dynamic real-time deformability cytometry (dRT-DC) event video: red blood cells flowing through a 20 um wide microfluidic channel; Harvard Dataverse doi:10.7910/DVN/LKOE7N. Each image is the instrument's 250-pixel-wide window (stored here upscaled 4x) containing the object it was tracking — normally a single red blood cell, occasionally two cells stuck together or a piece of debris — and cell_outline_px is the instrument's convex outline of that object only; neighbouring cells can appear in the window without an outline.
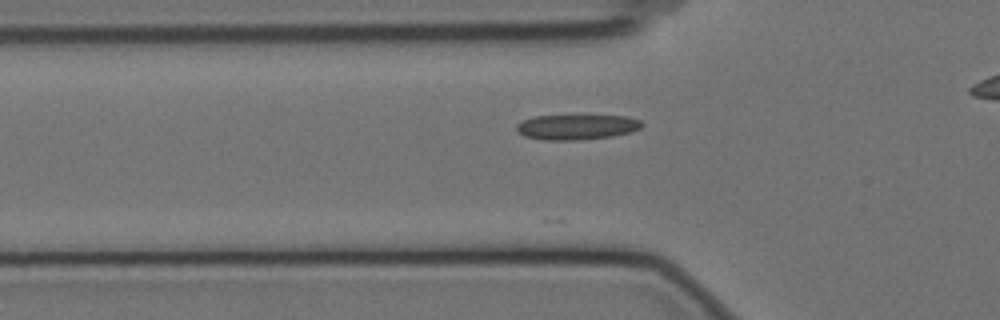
{"species": "Egyptian fruit bat (a non-hibernating species)", "species_latin": "Rousettus aegyptiacus", "temperature_condition": "cold", "stored_images_in_passage": 18, "camera_frame_rate_fps": 3000, "um_per_image_px": 0.085, "animal": {"sex": "female"}, "frame": {"image": 1, "passage_image": 10, "time_ms": 3.0, "image_size_px": [1000, 320], "cell_outline_px": [[644, 124], [640, 128], [632, 132], [612, 136], [580, 140], [544, 140], [524, 136], [516, 132], [516, 124], [520, 120], [532, 116], [628, 116], [640, 120]], "centroid_in_image_um": [48.98, 10.8], "position_along_channel_um": 76.8, "area_um2": 18.55}}
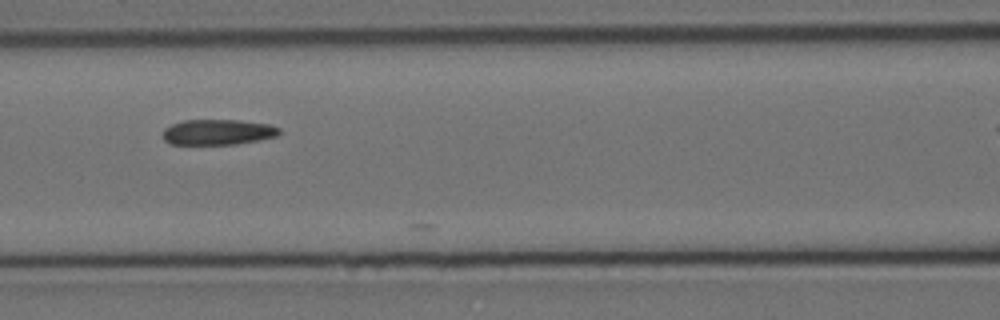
{"frame": {"image": 2, "passage_image": 16, "time_ms": 5.0, "image_size_px": [1000, 320], "cell_outline_px": [[280, 132], [276, 136], [260, 140], [236, 144], [168, 144], [160, 136], [164, 128], [172, 124], [184, 120], [240, 120], [268, 124], [280, 128]], "centroid_in_image_um": [18.47, 11.23], "position_along_channel_um": 148.1, "area_um2": 17.46}}